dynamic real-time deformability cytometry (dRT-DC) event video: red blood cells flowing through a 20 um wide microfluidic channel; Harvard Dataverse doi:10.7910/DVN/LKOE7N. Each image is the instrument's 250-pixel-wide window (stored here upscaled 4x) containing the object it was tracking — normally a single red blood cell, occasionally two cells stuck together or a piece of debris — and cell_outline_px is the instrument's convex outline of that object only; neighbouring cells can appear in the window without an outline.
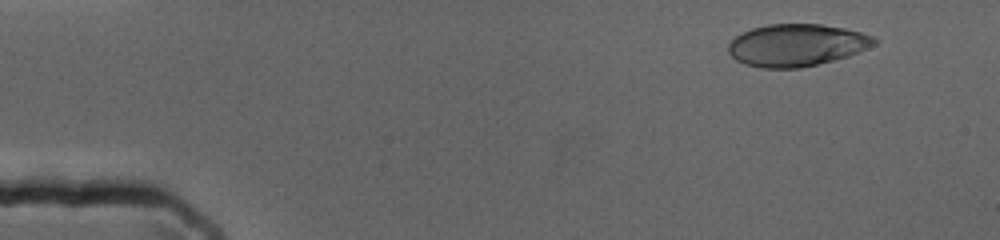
{"species": "human", "species_latin": "Homo sapiens", "temperature_condition": "cold", "stored_images_in_passage": 58, "camera_frame_rate_fps": 3000, "um_per_image_px": 0.085, "donor": {"sex": "female"}, "frame": {"image": 1, "passage_image": 6, "time_ms": 1.667, "image_size_px": [1000, 240], "cell_outline_px": [[880, 40], [876, 44], [868, 48], [848, 56], [800, 68], [760, 68], [744, 64], [736, 60], [728, 52], [728, 44], [736, 36], [752, 28], [768, 24], [820, 24], [844, 28], [876, 36]], "centroid_in_image_um": [67.73, 3.83], "position_along_channel_um": 17.3, "area_um2": 35.95}}
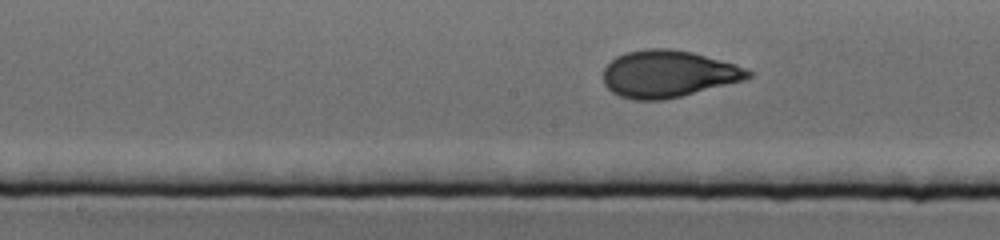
{"frame": {"image": 2, "passage_image": 36, "time_ms": 11.667, "image_size_px": [1000, 240], "cell_outline_px": [[752, 76], [744, 80], [664, 100], [632, 100], [620, 96], [612, 92], [604, 84], [604, 68], [616, 56], [628, 52], [648, 48], [668, 48], [692, 52], [736, 64], [752, 72]], "centroid_in_image_um": [56.78, 6.28], "position_along_channel_um": 191.4, "area_um2": 39.48}}
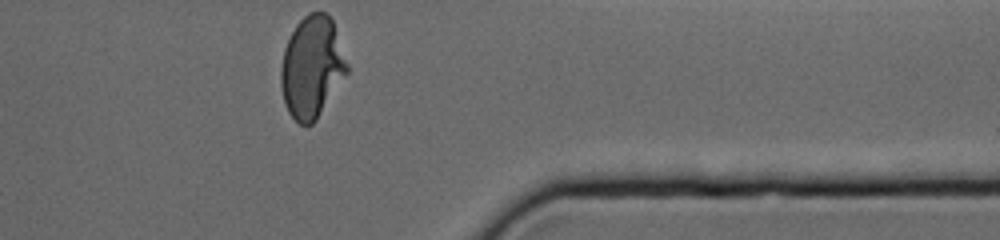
{"frame": {"image": 3, "passage_image": 58, "time_ms": 19.0, "image_size_px": [1000, 240], "cell_outline_px": [[348, 72], [316, 120], [312, 124], [300, 124], [288, 112], [284, 100], [280, 84], [280, 68], [284, 48], [296, 24], [308, 12], [328, 12], [332, 20], [348, 64]], "centroid_in_image_um": [26.5, 5.69], "position_along_channel_um": 384.9, "area_um2": 39.02}}